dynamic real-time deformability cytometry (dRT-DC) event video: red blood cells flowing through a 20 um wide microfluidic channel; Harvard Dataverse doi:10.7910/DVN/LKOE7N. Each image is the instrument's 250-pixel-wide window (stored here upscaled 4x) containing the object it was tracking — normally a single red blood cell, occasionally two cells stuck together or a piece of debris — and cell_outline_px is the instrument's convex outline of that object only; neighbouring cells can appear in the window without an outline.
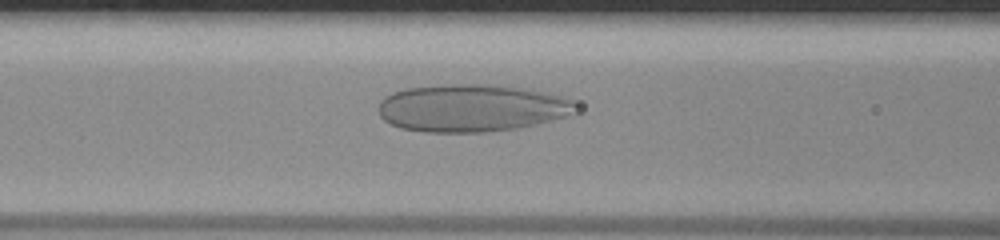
{"species": "human", "species_latin": "Homo sapiens", "temperature_condition": "room temperature", "stored_images_in_passage": 45, "camera_frame_rate_fps": 3000, "um_per_image_px": 0.085, "donor": {"sex": "male"}, "frame": {"image": 1, "passage_image": 17, "time_ms": 5.333, "image_size_px": [1000, 240], "cell_outline_px": [[580, 104], [576, 116], [516, 128], [488, 132], [424, 132], [400, 128], [384, 120], [380, 116], [380, 100], [384, 96], [392, 92], [404, 88], [444, 84], [500, 84], [544, 92], [564, 96]], "centroid_in_image_um": [40.18, 9.17], "position_along_channel_um": 126.4, "area_um2": 55.66}}
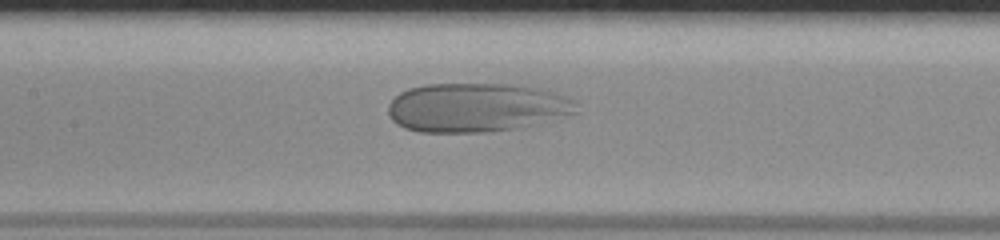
{"frame": {"image": 2, "passage_image": 20, "time_ms": 6.333, "image_size_px": [1000, 240], "cell_outline_px": [[576, 112], [520, 128], [492, 132], [420, 132], [404, 128], [396, 124], [392, 120], [388, 112], [388, 104], [400, 92], [408, 88], [424, 84], [508, 84], [536, 88], [556, 92], [576, 100]], "centroid_in_image_um": [40.46, 9.14], "position_along_channel_um": 166.9, "area_um2": 53.81}}
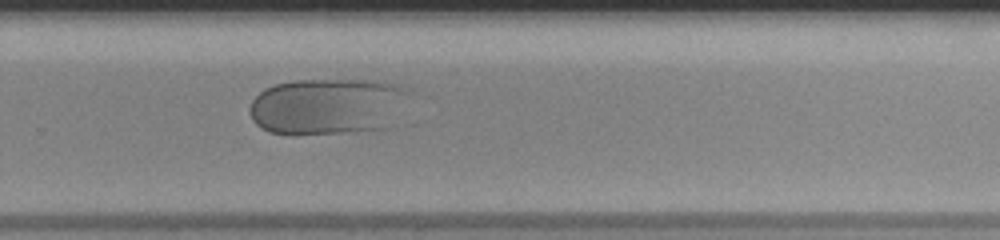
{"frame": {"image": 3, "passage_image": 30, "time_ms": 9.667, "image_size_px": [1000, 240], "cell_outline_px": [[412, 92], [388, 128], [296, 136], [268, 132], [260, 128], [252, 120], [248, 108], [252, 100], [264, 88], [276, 84], [296, 80], [376, 80], [396, 84], [412, 88]], "centroid_in_image_um": [27.84, 9.04], "position_along_channel_um": 302.0, "area_um2": 53.41}}